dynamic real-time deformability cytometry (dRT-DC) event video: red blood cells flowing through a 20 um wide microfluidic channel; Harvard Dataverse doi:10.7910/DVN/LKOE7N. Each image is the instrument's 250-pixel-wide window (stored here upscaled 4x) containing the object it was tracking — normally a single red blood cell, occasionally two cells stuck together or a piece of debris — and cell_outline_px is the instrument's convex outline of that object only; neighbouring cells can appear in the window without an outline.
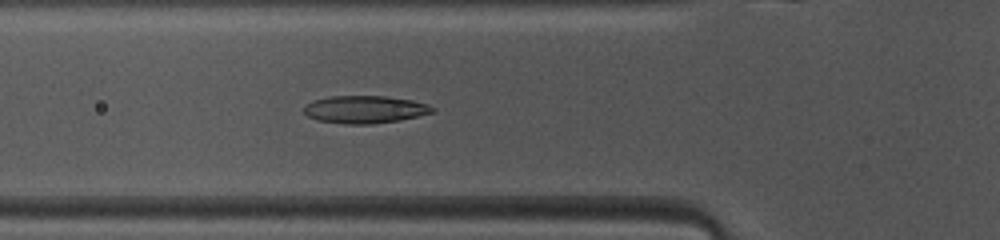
{"species": "common noctule bat (a hibernating species)", "species_latin": "Nyctalus noctula", "temperature_condition": "warm", "stored_images_in_passage": 42, "camera_frame_rate_fps": 3000, "um_per_image_px": 0.085, "animal": {"sex": "female", "body_mass_g": 10.0, "forearm_length_mm": 53.1}, "frame": {"image": 1, "passage_image": 10, "time_ms": 3.0, "image_size_px": [1000, 240], "cell_outline_px": [[436, 112], [400, 120], [372, 124], [344, 124], [316, 120], [308, 116], [304, 112], [304, 108], [312, 100], [332, 96], [384, 96], [412, 100], [428, 104], [436, 108]], "centroid_in_image_um": [31.05, 9.31], "position_along_channel_um": 94.8, "area_um2": 20.75}}
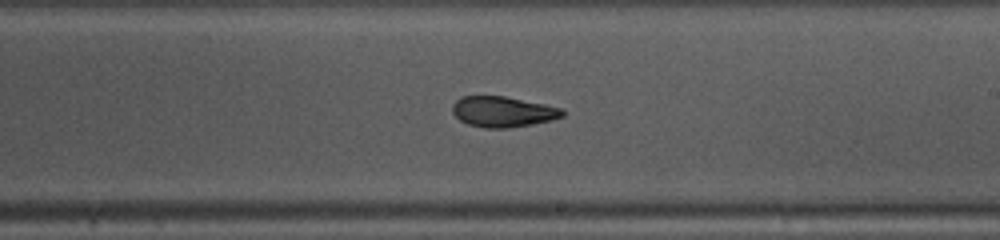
{"frame": {"image": 2, "passage_image": 21, "time_ms": 6.667, "image_size_px": [1000, 240], "cell_outline_px": [[564, 116], [552, 120], [532, 124], [508, 128], [484, 128], [468, 124], [460, 120], [452, 112], [452, 104], [460, 96], [504, 96], [544, 104], [560, 108], [564, 112]], "centroid_in_image_um": [42.72, 9.5], "position_along_channel_um": 246.3, "area_um2": 19.59}}
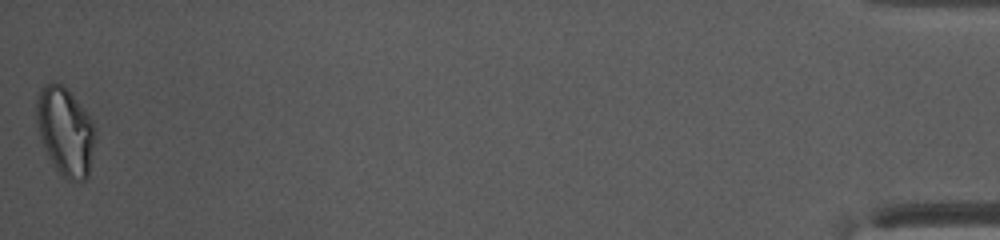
{"frame": {"image": 3, "passage_image": 42, "time_ms": 13.667, "image_size_px": [1000, 240], "cell_outline_px": [[96, 140], [88, 176], [80, 184], [68, 180], [56, 168], [48, 156], [44, 148], [40, 136], [36, 120], [36, 100], [40, 88], [44, 84], [64, 84], [68, 88], [84, 108], [92, 120], [96, 128]], "centroid_in_image_um": [5.58, 11.17], "position_along_channel_um": 429.6, "area_um2": 30.63}, "authors_computed_cell_mechanics": {"area_um2": 20.7502, "velocity_mm_per_s": 4.1092, "shape_relaxation_time_tau1_ms": null, "shape_relaxation_time_tau2_ms": 4.0257, "deformation_change_tau1": null, "deformation_change_tau2": 0.0841}}